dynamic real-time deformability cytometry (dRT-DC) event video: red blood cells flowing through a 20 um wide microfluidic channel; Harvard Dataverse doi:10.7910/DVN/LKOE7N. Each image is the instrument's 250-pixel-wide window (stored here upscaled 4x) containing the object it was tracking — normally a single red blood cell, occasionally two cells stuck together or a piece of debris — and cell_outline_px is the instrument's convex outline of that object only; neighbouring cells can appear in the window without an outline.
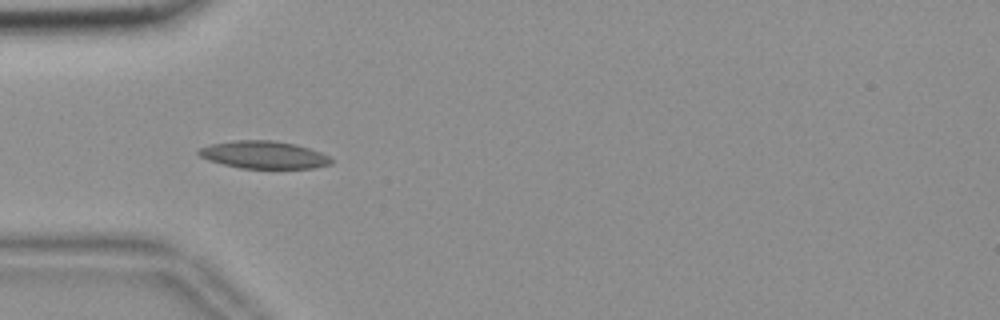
{"species": "common noctule bat (a hibernating species)", "species_latin": "Nyctalus noctula", "temperature_condition": "room temperature", "stored_images_in_passage": 12, "camera_frame_rate_fps": 3000, "um_per_image_px": 0.085, "animal": {"sex": "female", "body_mass_g": 18.4}, "frame": {"image": 1, "passage_image": 6, "time_ms": 1.667, "image_size_px": [1000, 320], "cell_outline_px": [[332, 164], [312, 168], [240, 168], [208, 160], [200, 156], [196, 152], [200, 148], [212, 144], [232, 140], [272, 140], [296, 144], [320, 152], [328, 156], [332, 160]], "centroid_in_image_um": [22.41, 13.15], "position_along_channel_um": 62.6, "area_um2": 21.15}}